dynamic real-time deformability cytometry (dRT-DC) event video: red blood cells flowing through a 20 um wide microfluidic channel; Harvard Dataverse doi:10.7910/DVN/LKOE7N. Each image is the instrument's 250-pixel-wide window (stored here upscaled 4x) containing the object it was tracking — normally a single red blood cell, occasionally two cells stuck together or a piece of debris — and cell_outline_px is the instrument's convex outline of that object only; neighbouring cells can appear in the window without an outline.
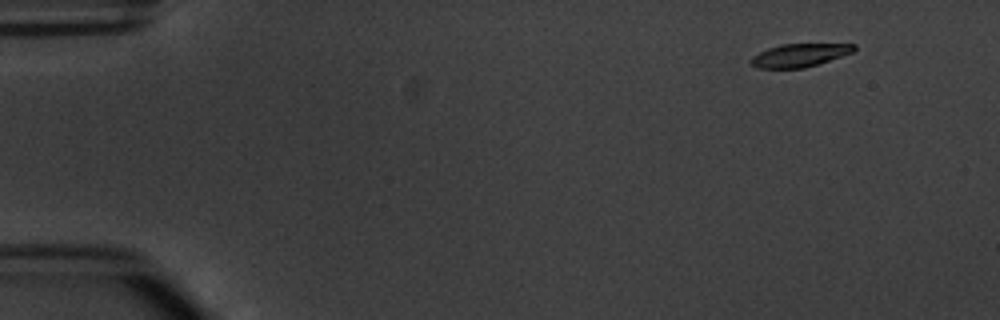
{"species": "common noctule bat (a hibernating species)", "species_latin": "Nyctalus noctula", "temperature_condition": "warm", "stored_images_in_passage": 5, "camera_frame_rate_fps": 3000, "um_per_image_px": 0.085, "animal": {"sex": "male", "body_mass_g": 20.1, "forearm_length_mm": 53.5}, "frame": {"image": 1, "passage_image": 2, "time_ms": 1.0, "image_size_px": [1000, 320], "cell_outline_px": [[856, 48], [852, 52], [804, 68], [756, 68], [748, 60], [752, 56], [768, 48], [780, 44], [856, 44]], "centroid_in_image_um": [67.9, 4.69], "position_along_channel_um": 17.1, "area_um2": 13.7}}
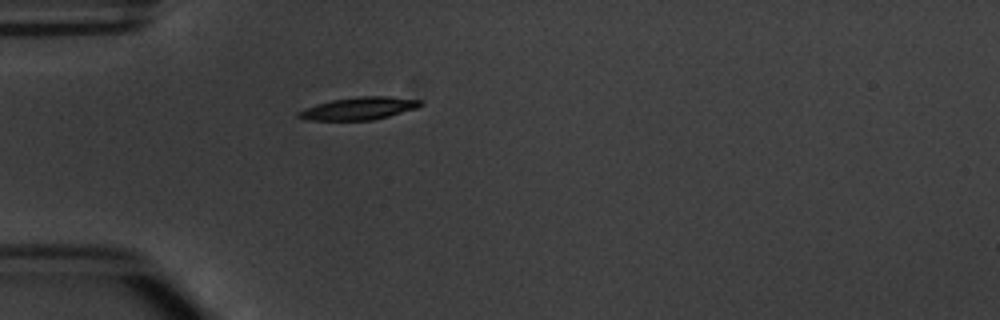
{"frame": {"image": 2, "passage_image": 5, "time_ms": 4.667, "image_size_px": [1000, 320], "cell_outline_px": [[424, 104], [416, 108], [388, 116], [372, 120], [308, 120], [296, 116], [296, 112], [316, 104], [332, 100], [360, 96], [388, 96], [420, 100]], "centroid_in_image_um": [30.49, 9.21], "position_along_channel_um": 54.5, "area_um2": 15.9}}